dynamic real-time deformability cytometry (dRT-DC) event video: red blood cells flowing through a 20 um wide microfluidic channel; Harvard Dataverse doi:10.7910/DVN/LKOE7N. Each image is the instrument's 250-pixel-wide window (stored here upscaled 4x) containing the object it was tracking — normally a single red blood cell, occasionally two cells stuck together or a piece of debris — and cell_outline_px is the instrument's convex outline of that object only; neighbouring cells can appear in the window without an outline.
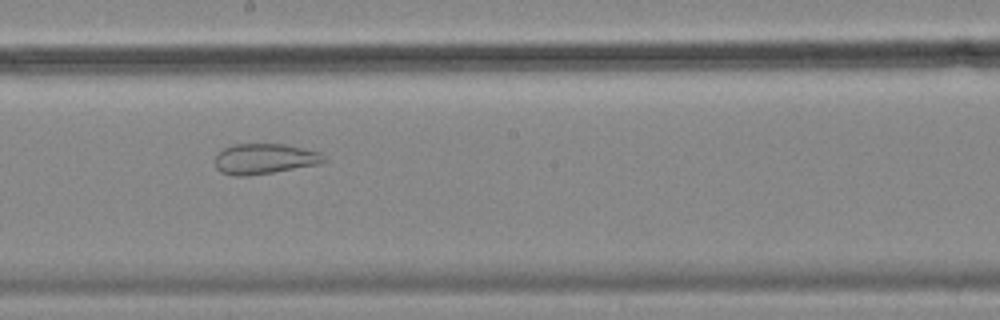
{"species": "common noctule bat (a hibernating species)", "species_latin": "Nyctalus noctula", "temperature_condition": "cold", "stored_images_in_passage": 49, "segment_of_instrument_passage": [2, 2], "camera_frame_rate_fps": 3000, "um_per_image_px": 0.085, "animal": {"sex": "female", "body_mass_g": 18.4}, "frame": {"image": 1, "passage_image": 24, "time_ms": 7.667, "image_size_px": [1000, 320], "cell_outline_px": [[328, 160], [320, 164], [272, 172], [244, 176], [236, 176], [220, 172], [216, 168], [216, 152], [232, 144], [284, 144], [320, 152]], "centroid_in_image_um": [22.48, 13.49], "position_along_channel_um": 225.7, "area_um2": 19.31}}
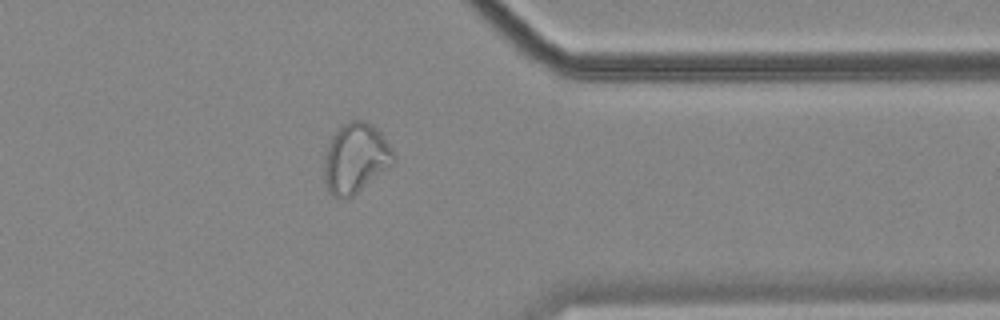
{"frame": {"image": 2, "passage_image": 38, "time_ms": 12.333, "image_size_px": [1000, 320], "cell_outline_px": [[396, 160], [392, 164], [352, 196], [332, 196], [328, 192], [324, 180], [324, 156], [328, 144], [332, 136], [344, 124], [352, 120], [360, 120], [372, 124], [380, 132], [392, 148], [396, 156]], "centroid_in_image_um": [30.21, 13.43], "position_along_channel_um": 381.2, "area_um2": 27.86}}
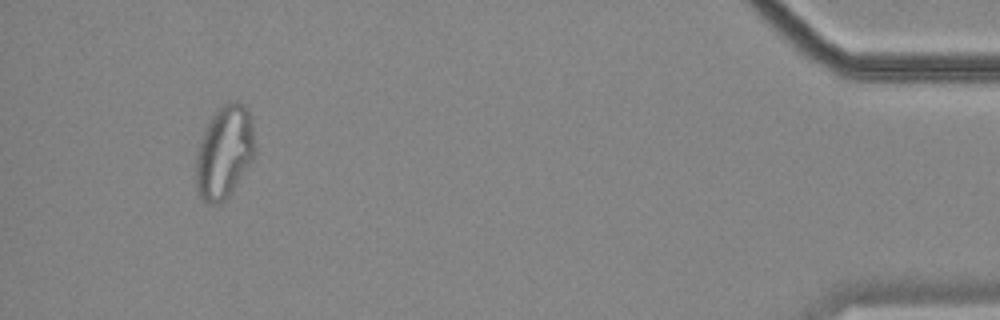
{"frame": {"image": 3, "passage_image": 46, "time_ms": 15.0, "image_size_px": [1000, 320], "cell_outline_px": [[252, 160], [228, 196], [224, 200], [216, 204], [212, 204], [204, 200], [196, 192], [196, 156], [200, 140], [212, 116], [224, 104], [232, 100], [244, 104], [252, 120]], "centroid_in_image_um": [19.03, 12.94], "position_along_channel_um": 416.2, "area_um2": 31.04}}